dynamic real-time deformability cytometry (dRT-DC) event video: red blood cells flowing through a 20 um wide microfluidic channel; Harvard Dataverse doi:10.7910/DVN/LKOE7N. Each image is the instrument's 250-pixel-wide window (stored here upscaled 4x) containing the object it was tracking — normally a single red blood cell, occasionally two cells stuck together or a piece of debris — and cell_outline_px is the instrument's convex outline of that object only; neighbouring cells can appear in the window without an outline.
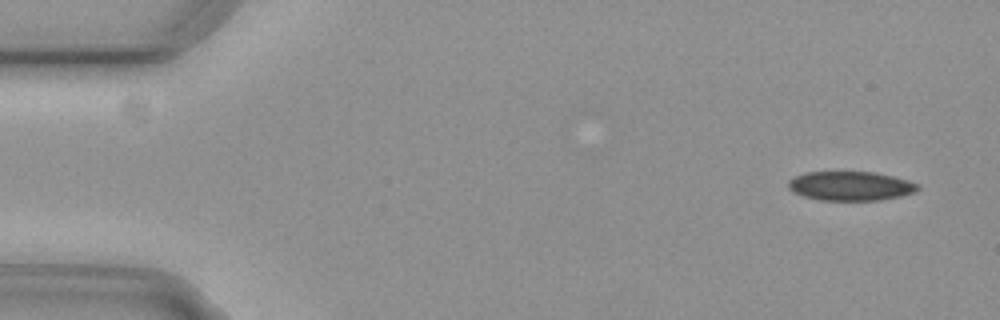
{"species": "common noctule bat (a hibernating species)", "species_latin": "Nyctalus noctula", "temperature_condition": "cold", "stored_images_in_passage": 55, "camera_frame_rate_fps": 3000, "um_per_image_px": 0.085, "animal": {"sex": "female", "body_mass_g": 29.2, "forearm_length_mm": 56.3}, "frame": {"image": 1, "passage_image": 3, "time_ms": 0.667, "image_size_px": [1000, 320], "cell_outline_px": [[920, 188], [916, 192], [900, 196], [880, 200], [820, 200], [804, 196], [792, 192], [788, 188], [788, 180], [804, 172], [876, 172], [908, 180], [920, 184]], "centroid_in_image_um": [72.31, 15.8], "position_along_channel_um": 12.7, "area_um2": 22.14}}
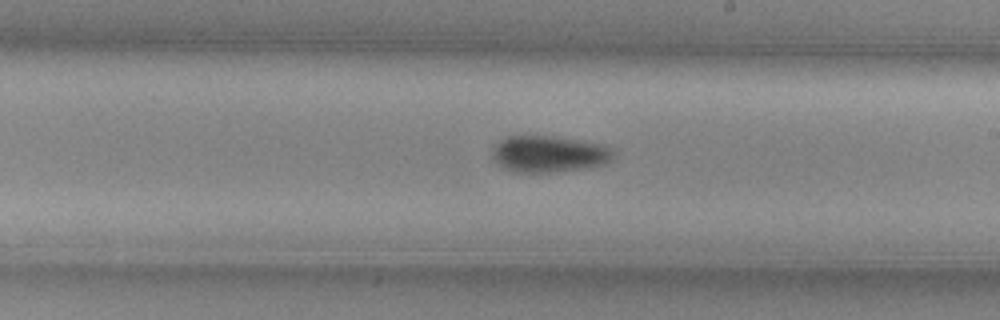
{"frame": {"image": 2, "passage_image": 31, "time_ms": 10.0, "image_size_px": [1000, 320], "cell_outline_px": [[612, 160], [604, 164], [588, 168], [552, 172], [512, 172], [500, 168], [492, 156], [492, 148], [500, 140], [508, 136], [552, 136], [580, 140], [604, 144], [612, 152]], "centroid_in_image_um": [46.62, 13.1], "position_along_channel_um": 242.4, "area_um2": 25.95}}
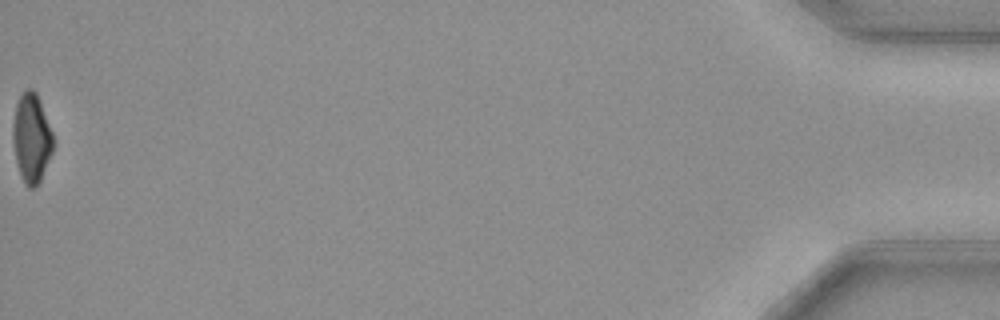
{"frame": {"image": 3, "passage_image": 55, "time_ms": 18.0, "image_size_px": [1000, 320], "cell_outline_px": [[52, 152], [40, 180], [36, 188], [28, 188], [24, 184], [20, 176], [16, 160], [12, 140], [12, 124], [16, 104], [24, 88], [32, 88], [36, 92], [52, 132]], "centroid_in_image_um": [2.64, 11.74], "position_along_channel_um": 432.6, "area_um2": 20.87}, "authors_computed_cell_mechanics": {"area_um2": 23.987, "velocity_mm_per_s": 3.7333, "shape_relaxation_time_tau1_ms": 4.6273, "shape_relaxation_time_tau2_ms": null, "deformation_change_tau1": 0.1167, "deformation_change_tau2": null}}